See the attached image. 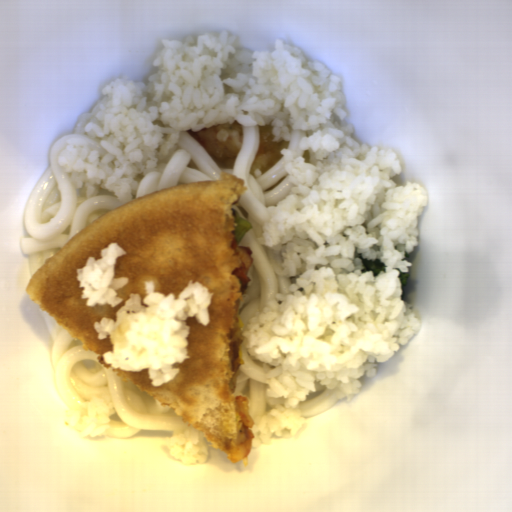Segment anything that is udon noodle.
Returning a JSON list of instances; mask_svg holds the SVG:
<instances>
[{
    "instance_id": "d5520da0",
    "label": "udon noodle",
    "mask_w": 512,
    "mask_h": 512,
    "mask_svg": "<svg viewBox=\"0 0 512 512\" xmlns=\"http://www.w3.org/2000/svg\"><path fill=\"white\" fill-rule=\"evenodd\" d=\"M259 125L242 124L241 147L232 168L221 170L210 154L189 134L179 131L177 147L168 163L157 164L156 171L146 173L139 181L132 201L165 188L215 180L222 174H235L245 183L243 196L236 202L235 210L251 225L250 231L237 244L251 249L248 268V287L239 301V317L243 330H248V320L262 311L274 294H292L290 284H296V276L286 278L276 273L278 261L263 238L262 225L272 217L267 206H277L292 193L293 184L284 166V156L266 172L250 169L259 150Z\"/></svg>"
},
{
    "instance_id": "a0691cae",
    "label": "udon noodle",
    "mask_w": 512,
    "mask_h": 512,
    "mask_svg": "<svg viewBox=\"0 0 512 512\" xmlns=\"http://www.w3.org/2000/svg\"><path fill=\"white\" fill-rule=\"evenodd\" d=\"M51 356L57 394L72 412H80L81 401L92 396L112 403L115 413L105 435L126 438L143 430L173 433L175 428H192L179 420L175 408L162 405L113 369H106L92 350L56 320Z\"/></svg>"
},
{
    "instance_id": "8dc81ce9",
    "label": "udon noodle",
    "mask_w": 512,
    "mask_h": 512,
    "mask_svg": "<svg viewBox=\"0 0 512 512\" xmlns=\"http://www.w3.org/2000/svg\"><path fill=\"white\" fill-rule=\"evenodd\" d=\"M69 138H82L90 151H98L103 158L105 150L100 138L87 134L70 133L54 143L49 165L41 175L25 210L26 237L20 239L22 253L30 257V276L86 226L101 215L127 203L120 202L112 191L100 188L97 195L87 198L85 183L79 173L67 172L59 165V153Z\"/></svg>"
},
{
    "instance_id": "b55badf4",
    "label": "udon noodle",
    "mask_w": 512,
    "mask_h": 512,
    "mask_svg": "<svg viewBox=\"0 0 512 512\" xmlns=\"http://www.w3.org/2000/svg\"><path fill=\"white\" fill-rule=\"evenodd\" d=\"M248 338L245 337L242 359L244 361L241 367L235 391L237 395H243L250 402L251 418L262 417L270 408L267 391L270 388L263 368V362L249 355L246 344Z\"/></svg>"
},
{
    "instance_id": "49779ff9",
    "label": "udon noodle",
    "mask_w": 512,
    "mask_h": 512,
    "mask_svg": "<svg viewBox=\"0 0 512 512\" xmlns=\"http://www.w3.org/2000/svg\"><path fill=\"white\" fill-rule=\"evenodd\" d=\"M315 385L316 392H310L306 395L305 401L298 403L301 417L304 419L328 411L338 400L332 390L322 386L320 381Z\"/></svg>"
},
{
    "instance_id": "72d5601a",
    "label": "udon noodle",
    "mask_w": 512,
    "mask_h": 512,
    "mask_svg": "<svg viewBox=\"0 0 512 512\" xmlns=\"http://www.w3.org/2000/svg\"><path fill=\"white\" fill-rule=\"evenodd\" d=\"M308 137L307 131H302L298 129H292L291 138L289 140L288 149L291 150L294 159L298 156H302L305 158L306 163L310 161V150H301L299 145V140L301 138Z\"/></svg>"
}]
</instances>
